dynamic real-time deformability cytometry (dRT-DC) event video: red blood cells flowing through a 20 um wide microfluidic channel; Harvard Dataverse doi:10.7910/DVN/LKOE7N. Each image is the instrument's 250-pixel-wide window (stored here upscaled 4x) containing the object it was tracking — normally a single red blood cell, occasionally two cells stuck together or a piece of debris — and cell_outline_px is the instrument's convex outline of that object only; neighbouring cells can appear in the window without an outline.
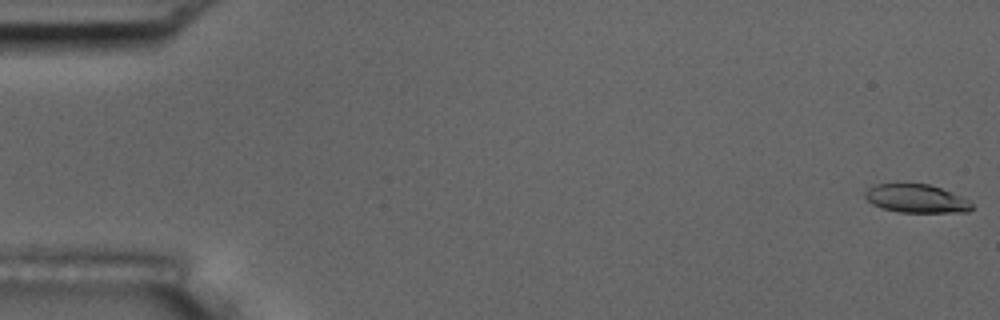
{"species": "common noctule bat (a hibernating species)", "species_latin": "Nyctalus noctula", "temperature_condition": "room temperature", "stored_images_in_passage": 6, "camera_frame_rate_fps": 3000, "um_per_image_px": 0.085, "animal": {"sex": "male", "body_mass_g": 17.5, "forearm_length_mm": 52.3}, "frame": {"image": 1, "passage_image": 1, "time_ms": 0.0, "image_size_px": [1000, 320], "cell_outline_px": [[972, 208], [968, 212], [896, 212], [880, 208], [872, 204], [864, 196], [864, 192], [868, 188], [876, 184], [928, 184], [940, 188], [960, 196], [968, 200], [972, 204]], "centroid_in_image_um": [77.85, 16.89], "position_along_channel_um": 7.2, "area_um2": 17.57}}